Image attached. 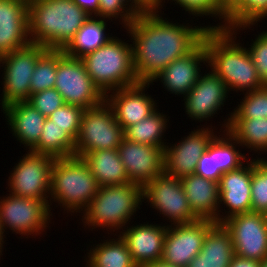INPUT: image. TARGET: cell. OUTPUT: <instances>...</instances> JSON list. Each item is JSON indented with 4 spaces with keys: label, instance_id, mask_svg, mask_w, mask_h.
<instances>
[{
    "label": "cell",
    "instance_id": "1",
    "mask_svg": "<svg viewBox=\"0 0 267 267\" xmlns=\"http://www.w3.org/2000/svg\"><path fill=\"white\" fill-rule=\"evenodd\" d=\"M158 13L162 12L155 7L136 15L125 27L133 41V67L138 82L151 83L171 62L190 53L207 31L205 25L174 23Z\"/></svg>",
    "mask_w": 267,
    "mask_h": 267
},
{
    "label": "cell",
    "instance_id": "2",
    "mask_svg": "<svg viewBox=\"0 0 267 267\" xmlns=\"http://www.w3.org/2000/svg\"><path fill=\"white\" fill-rule=\"evenodd\" d=\"M236 38L230 29L205 32L202 40L208 55V68L224 81L229 92L260 89L263 84L248 49Z\"/></svg>",
    "mask_w": 267,
    "mask_h": 267
},
{
    "label": "cell",
    "instance_id": "3",
    "mask_svg": "<svg viewBox=\"0 0 267 267\" xmlns=\"http://www.w3.org/2000/svg\"><path fill=\"white\" fill-rule=\"evenodd\" d=\"M89 17L73 0H29L30 41L47 49L62 50Z\"/></svg>",
    "mask_w": 267,
    "mask_h": 267
},
{
    "label": "cell",
    "instance_id": "4",
    "mask_svg": "<svg viewBox=\"0 0 267 267\" xmlns=\"http://www.w3.org/2000/svg\"><path fill=\"white\" fill-rule=\"evenodd\" d=\"M142 187L134 183L109 185L98 188L97 194L83 210V225L92 229L99 227L119 233L142 205ZM132 217V218H131ZM129 221V222H128ZM119 229V230H118ZM113 231V232H112Z\"/></svg>",
    "mask_w": 267,
    "mask_h": 267
},
{
    "label": "cell",
    "instance_id": "5",
    "mask_svg": "<svg viewBox=\"0 0 267 267\" xmlns=\"http://www.w3.org/2000/svg\"><path fill=\"white\" fill-rule=\"evenodd\" d=\"M98 188L95 177L82 157L55 159L51 170L49 207L56 202L67 213H81L97 194Z\"/></svg>",
    "mask_w": 267,
    "mask_h": 267
},
{
    "label": "cell",
    "instance_id": "6",
    "mask_svg": "<svg viewBox=\"0 0 267 267\" xmlns=\"http://www.w3.org/2000/svg\"><path fill=\"white\" fill-rule=\"evenodd\" d=\"M81 60L88 75L105 95L139 83L133 67L132 43L125 39L114 36Z\"/></svg>",
    "mask_w": 267,
    "mask_h": 267
},
{
    "label": "cell",
    "instance_id": "7",
    "mask_svg": "<svg viewBox=\"0 0 267 267\" xmlns=\"http://www.w3.org/2000/svg\"><path fill=\"white\" fill-rule=\"evenodd\" d=\"M124 137V129L116 121L113 109L104 101L96 107L84 109L75 140V156L83 158L96 150L118 149Z\"/></svg>",
    "mask_w": 267,
    "mask_h": 267
},
{
    "label": "cell",
    "instance_id": "8",
    "mask_svg": "<svg viewBox=\"0 0 267 267\" xmlns=\"http://www.w3.org/2000/svg\"><path fill=\"white\" fill-rule=\"evenodd\" d=\"M48 49L42 45L30 43L18 50L0 57V67H3V86L0 106L27 101L31 95L30 83L37 60ZM2 64V65H1Z\"/></svg>",
    "mask_w": 267,
    "mask_h": 267
},
{
    "label": "cell",
    "instance_id": "9",
    "mask_svg": "<svg viewBox=\"0 0 267 267\" xmlns=\"http://www.w3.org/2000/svg\"><path fill=\"white\" fill-rule=\"evenodd\" d=\"M54 88L61 94L65 104L84 109L100 105L106 95L88 75L80 58L69 57L57 50V74Z\"/></svg>",
    "mask_w": 267,
    "mask_h": 267
},
{
    "label": "cell",
    "instance_id": "10",
    "mask_svg": "<svg viewBox=\"0 0 267 267\" xmlns=\"http://www.w3.org/2000/svg\"><path fill=\"white\" fill-rule=\"evenodd\" d=\"M52 209L44 201L19 197L9 193L0 197V227L5 236L7 228L24 236H38L49 226ZM51 216V217H50ZM24 235V236H23Z\"/></svg>",
    "mask_w": 267,
    "mask_h": 267
},
{
    "label": "cell",
    "instance_id": "11",
    "mask_svg": "<svg viewBox=\"0 0 267 267\" xmlns=\"http://www.w3.org/2000/svg\"><path fill=\"white\" fill-rule=\"evenodd\" d=\"M142 197L171 225L198 220L189 207L181 180L165 171L142 188Z\"/></svg>",
    "mask_w": 267,
    "mask_h": 267
},
{
    "label": "cell",
    "instance_id": "12",
    "mask_svg": "<svg viewBox=\"0 0 267 267\" xmlns=\"http://www.w3.org/2000/svg\"><path fill=\"white\" fill-rule=\"evenodd\" d=\"M54 160L48 155L28 150L9 173L8 192L19 197L44 201L49 206L51 170Z\"/></svg>",
    "mask_w": 267,
    "mask_h": 267
},
{
    "label": "cell",
    "instance_id": "13",
    "mask_svg": "<svg viewBox=\"0 0 267 267\" xmlns=\"http://www.w3.org/2000/svg\"><path fill=\"white\" fill-rule=\"evenodd\" d=\"M222 224L230 232L235 255L259 262L267 257V223L263 213L237 214Z\"/></svg>",
    "mask_w": 267,
    "mask_h": 267
},
{
    "label": "cell",
    "instance_id": "14",
    "mask_svg": "<svg viewBox=\"0 0 267 267\" xmlns=\"http://www.w3.org/2000/svg\"><path fill=\"white\" fill-rule=\"evenodd\" d=\"M216 222L198 219L192 223L167 225L162 260L175 267H187L197 256L208 230Z\"/></svg>",
    "mask_w": 267,
    "mask_h": 267
},
{
    "label": "cell",
    "instance_id": "15",
    "mask_svg": "<svg viewBox=\"0 0 267 267\" xmlns=\"http://www.w3.org/2000/svg\"><path fill=\"white\" fill-rule=\"evenodd\" d=\"M212 127V124L206 128L197 126L198 129L188 133L187 137L183 136L178 143L167 144L164 148V171L178 179L194 174L200 157L216 135Z\"/></svg>",
    "mask_w": 267,
    "mask_h": 267
},
{
    "label": "cell",
    "instance_id": "16",
    "mask_svg": "<svg viewBox=\"0 0 267 267\" xmlns=\"http://www.w3.org/2000/svg\"><path fill=\"white\" fill-rule=\"evenodd\" d=\"M222 132L223 134L218 135L219 137L216 134L210 141L194 174L220 182L224 173L236 170L248 161L246 155L237 149L241 144L227 130Z\"/></svg>",
    "mask_w": 267,
    "mask_h": 267
},
{
    "label": "cell",
    "instance_id": "17",
    "mask_svg": "<svg viewBox=\"0 0 267 267\" xmlns=\"http://www.w3.org/2000/svg\"><path fill=\"white\" fill-rule=\"evenodd\" d=\"M117 150L130 183L143 188L164 171V150L158 146L136 143L124 137Z\"/></svg>",
    "mask_w": 267,
    "mask_h": 267
},
{
    "label": "cell",
    "instance_id": "18",
    "mask_svg": "<svg viewBox=\"0 0 267 267\" xmlns=\"http://www.w3.org/2000/svg\"><path fill=\"white\" fill-rule=\"evenodd\" d=\"M229 91L224 81L211 69L200 78L183 98L185 113L192 120L208 121L224 107ZM212 116V117H211Z\"/></svg>",
    "mask_w": 267,
    "mask_h": 267
},
{
    "label": "cell",
    "instance_id": "19",
    "mask_svg": "<svg viewBox=\"0 0 267 267\" xmlns=\"http://www.w3.org/2000/svg\"><path fill=\"white\" fill-rule=\"evenodd\" d=\"M150 84L139 82L106 94L105 101L113 109L116 121L124 131L129 126L149 117L158 109L156 100L145 93Z\"/></svg>",
    "mask_w": 267,
    "mask_h": 267
},
{
    "label": "cell",
    "instance_id": "20",
    "mask_svg": "<svg viewBox=\"0 0 267 267\" xmlns=\"http://www.w3.org/2000/svg\"><path fill=\"white\" fill-rule=\"evenodd\" d=\"M251 180L252 159L245 162L240 168L226 172L221 176L219 182V204L222 205L218 207V223H222L234 215L252 211ZM223 205L229 211H226L225 208L224 210L221 209ZM223 211L225 212L223 213ZM220 212L224 215L220 214Z\"/></svg>",
    "mask_w": 267,
    "mask_h": 267
},
{
    "label": "cell",
    "instance_id": "21",
    "mask_svg": "<svg viewBox=\"0 0 267 267\" xmlns=\"http://www.w3.org/2000/svg\"><path fill=\"white\" fill-rule=\"evenodd\" d=\"M206 62V63H205ZM208 67V55L203 40L187 55L171 62L164 70L157 75L153 82L161 81L164 89L173 95H183L185 97L194 87L200 78L201 64Z\"/></svg>",
    "mask_w": 267,
    "mask_h": 267
},
{
    "label": "cell",
    "instance_id": "22",
    "mask_svg": "<svg viewBox=\"0 0 267 267\" xmlns=\"http://www.w3.org/2000/svg\"><path fill=\"white\" fill-rule=\"evenodd\" d=\"M139 224L127 225L119 235L126 242L132 261L137 267H143L162 259L168 224Z\"/></svg>",
    "mask_w": 267,
    "mask_h": 267
},
{
    "label": "cell",
    "instance_id": "23",
    "mask_svg": "<svg viewBox=\"0 0 267 267\" xmlns=\"http://www.w3.org/2000/svg\"><path fill=\"white\" fill-rule=\"evenodd\" d=\"M29 0H0V57L31 43L28 35Z\"/></svg>",
    "mask_w": 267,
    "mask_h": 267
},
{
    "label": "cell",
    "instance_id": "24",
    "mask_svg": "<svg viewBox=\"0 0 267 267\" xmlns=\"http://www.w3.org/2000/svg\"><path fill=\"white\" fill-rule=\"evenodd\" d=\"M1 111L12 135L27 150H31L39 141L46 117L27 101L9 104Z\"/></svg>",
    "mask_w": 267,
    "mask_h": 267
},
{
    "label": "cell",
    "instance_id": "25",
    "mask_svg": "<svg viewBox=\"0 0 267 267\" xmlns=\"http://www.w3.org/2000/svg\"><path fill=\"white\" fill-rule=\"evenodd\" d=\"M193 214L218 223L219 182L191 174L180 179Z\"/></svg>",
    "mask_w": 267,
    "mask_h": 267
},
{
    "label": "cell",
    "instance_id": "26",
    "mask_svg": "<svg viewBox=\"0 0 267 267\" xmlns=\"http://www.w3.org/2000/svg\"><path fill=\"white\" fill-rule=\"evenodd\" d=\"M234 255L230 232L222 223H215L208 230L200 253L187 267H228Z\"/></svg>",
    "mask_w": 267,
    "mask_h": 267
},
{
    "label": "cell",
    "instance_id": "27",
    "mask_svg": "<svg viewBox=\"0 0 267 267\" xmlns=\"http://www.w3.org/2000/svg\"><path fill=\"white\" fill-rule=\"evenodd\" d=\"M83 159L88 164L99 187L130 183L117 149L89 152Z\"/></svg>",
    "mask_w": 267,
    "mask_h": 267
},
{
    "label": "cell",
    "instance_id": "28",
    "mask_svg": "<svg viewBox=\"0 0 267 267\" xmlns=\"http://www.w3.org/2000/svg\"><path fill=\"white\" fill-rule=\"evenodd\" d=\"M105 21V18L90 16L62 49L63 53L81 59L107 43L114 36L106 34L107 21Z\"/></svg>",
    "mask_w": 267,
    "mask_h": 267
},
{
    "label": "cell",
    "instance_id": "29",
    "mask_svg": "<svg viewBox=\"0 0 267 267\" xmlns=\"http://www.w3.org/2000/svg\"><path fill=\"white\" fill-rule=\"evenodd\" d=\"M118 236L98 243L85 256L88 267H137L132 261L126 242Z\"/></svg>",
    "mask_w": 267,
    "mask_h": 267
},
{
    "label": "cell",
    "instance_id": "30",
    "mask_svg": "<svg viewBox=\"0 0 267 267\" xmlns=\"http://www.w3.org/2000/svg\"><path fill=\"white\" fill-rule=\"evenodd\" d=\"M227 131L241 147H247L258 155L267 154V118H230Z\"/></svg>",
    "mask_w": 267,
    "mask_h": 267
},
{
    "label": "cell",
    "instance_id": "31",
    "mask_svg": "<svg viewBox=\"0 0 267 267\" xmlns=\"http://www.w3.org/2000/svg\"><path fill=\"white\" fill-rule=\"evenodd\" d=\"M30 151L54 159L75 156V140L64 128L46 118L39 141Z\"/></svg>",
    "mask_w": 267,
    "mask_h": 267
},
{
    "label": "cell",
    "instance_id": "32",
    "mask_svg": "<svg viewBox=\"0 0 267 267\" xmlns=\"http://www.w3.org/2000/svg\"><path fill=\"white\" fill-rule=\"evenodd\" d=\"M169 120L167 115L157 109L149 117L129 126L124 131L125 138L136 143L158 146L164 150L166 145L169 144L164 142L166 140L163 139L165 137L163 135L168 129L167 122Z\"/></svg>",
    "mask_w": 267,
    "mask_h": 267
},
{
    "label": "cell",
    "instance_id": "33",
    "mask_svg": "<svg viewBox=\"0 0 267 267\" xmlns=\"http://www.w3.org/2000/svg\"><path fill=\"white\" fill-rule=\"evenodd\" d=\"M267 17V0H245L228 18L227 29L235 35L238 30L243 31L258 25Z\"/></svg>",
    "mask_w": 267,
    "mask_h": 267
},
{
    "label": "cell",
    "instance_id": "34",
    "mask_svg": "<svg viewBox=\"0 0 267 267\" xmlns=\"http://www.w3.org/2000/svg\"><path fill=\"white\" fill-rule=\"evenodd\" d=\"M243 94L245 95L240 104L224 120L222 131L227 130L230 118H267V86Z\"/></svg>",
    "mask_w": 267,
    "mask_h": 267
},
{
    "label": "cell",
    "instance_id": "35",
    "mask_svg": "<svg viewBox=\"0 0 267 267\" xmlns=\"http://www.w3.org/2000/svg\"><path fill=\"white\" fill-rule=\"evenodd\" d=\"M57 74V50L48 49L35 65L33 76L31 77V94L54 88Z\"/></svg>",
    "mask_w": 267,
    "mask_h": 267
},
{
    "label": "cell",
    "instance_id": "36",
    "mask_svg": "<svg viewBox=\"0 0 267 267\" xmlns=\"http://www.w3.org/2000/svg\"><path fill=\"white\" fill-rule=\"evenodd\" d=\"M169 1V0H168ZM171 1V0H170ZM175 4L182 7V11L188 12L190 15L195 17L211 16L215 17V19L222 20V22L217 25H207V30H225L227 29V18L221 13L220 10V0H172ZM163 0L156 8L159 11H162L163 8ZM222 23V24H221Z\"/></svg>",
    "mask_w": 267,
    "mask_h": 267
},
{
    "label": "cell",
    "instance_id": "37",
    "mask_svg": "<svg viewBox=\"0 0 267 267\" xmlns=\"http://www.w3.org/2000/svg\"><path fill=\"white\" fill-rule=\"evenodd\" d=\"M251 204L253 212L267 210V160L263 156L252 158Z\"/></svg>",
    "mask_w": 267,
    "mask_h": 267
},
{
    "label": "cell",
    "instance_id": "38",
    "mask_svg": "<svg viewBox=\"0 0 267 267\" xmlns=\"http://www.w3.org/2000/svg\"><path fill=\"white\" fill-rule=\"evenodd\" d=\"M83 113V107L64 103L47 118L58 127L64 128V130L76 140L79 134Z\"/></svg>",
    "mask_w": 267,
    "mask_h": 267
},
{
    "label": "cell",
    "instance_id": "39",
    "mask_svg": "<svg viewBox=\"0 0 267 267\" xmlns=\"http://www.w3.org/2000/svg\"><path fill=\"white\" fill-rule=\"evenodd\" d=\"M135 16L122 0H99L98 13L95 15V17L105 18L107 21L118 19L124 28L134 20Z\"/></svg>",
    "mask_w": 267,
    "mask_h": 267
},
{
    "label": "cell",
    "instance_id": "40",
    "mask_svg": "<svg viewBox=\"0 0 267 267\" xmlns=\"http://www.w3.org/2000/svg\"><path fill=\"white\" fill-rule=\"evenodd\" d=\"M255 36L253 43H250L247 49L261 83L267 86V32L263 30Z\"/></svg>",
    "mask_w": 267,
    "mask_h": 267
},
{
    "label": "cell",
    "instance_id": "41",
    "mask_svg": "<svg viewBox=\"0 0 267 267\" xmlns=\"http://www.w3.org/2000/svg\"><path fill=\"white\" fill-rule=\"evenodd\" d=\"M27 102L46 118L64 104L61 94L55 88L31 94Z\"/></svg>",
    "mask_w": 267,
    "mask_h": 267
},
{
    "label": "cell",
    "instance_id": "42",
    "mask_svg": "<svg viewBox=\"0 0 267 267\" xmlns=\"http://www.w3.org/2000/svg\"><path fill=\"white\" fill-rule=\"evenodd\" d=\"M124 4L135 14H144L154 7L147 0H122Z\"/></svg>",
    "mask_w": 267,
    "mask_h": 267
},
{
    "label": "cell",
    "instance_id": "43",
    "mask_svg": "<svg viewBox=\"0 0 267 267\" xmlns=\"http://www.w3.org/2000/svg\"><path fill=\"white\" fill-rule=\"evenodd\" d=\"M245 0H220L221 13L228 18Z\"/></svg>",
    "mask_w": 267,
    "mask_h": 267
},
{
    "label": "cell",
    "instance_id": "44",
    "mask_svg": "<svg viewBox=\"0 0 267 267\" xmlns=\"http://www.w3.org/2000/svg\"><path fill=\"white\" fill-rule=\"evenodd\" d=\"M80 8L87 12L90 16L98 13L99 0H73Z\"/></svg>",
    "mask_w": 267,
    "mask_h": 267
},
{
    "label": "cell",
    "instance_id": "45",
    "mask_svg": "<svg viewBox=\"0 0 267 267\" xmlns=\"http://www.w3.org/2000/svg\"><path fill=\"white\" fill-rule=\"evenodd\" d=\"M228 267H260V262L234 255Z\"/></svg>",
    "mask_w": 267,
    "mask_h": 267
},
{
    "label": "cell",
    "instance_id": "46",
    "mask_svg": "<svg viewBox=\"0 0 267 267\" xmlns=\"http://www.w3.org/2000/svg\"><path fill=\"white\" fill-rule=\"evenodd\" d=\"M143 267H175V266H173V265H171L169 263H166L161 259V260L152 262L150 264H147V265H145Z\"/></svg>",
    "mask_w": 267,
    "mask_h": 267
},
{
    "label": "cell",
    "instance_id": "47",
    "mask_svg": "<svg viewBox=\"0 0 267 267\" xmlns=\"http://www.w3.org/2000/svg\"><path fill=\"white\" fill-rule=\"evenodd\" d=\"M154 8L157 7L163 0H147Z\"/></svg>",
    "mask_w": 267,
    "mask_h": 267
},
{
    "label": "cell",
    "instance_id": "48",
    "mask_svg": "<svg viewBox=\"0 0 267 267\" xmlns=\"http://www.w3.org/2000/svg\"><path fill=\"white\" fill-rule=\"evenodd\" d=\"M4 238H6V237H4L3 235H2V232H1V227H0V247H3L4 245L3 244H5V239Z\"/></svg>",
    "mask_w": 267,
    "mask_h": 267
},
{
    "label": "cell",
    "instance_id": "49",
    "mask_svg": "<svg viewBox=\"0 0 267 267\" xmlns=\"http://www.w3.org/2000/svg\"><path fill=\"white\" fill-rule=\"evenodd\" d=\"M260 267H267V257L260 261Z\"/></svg>",
    "mask_w": 267,
    "mask_h": 267
},
{
    "label": "cell",
    "instance_id": "50",
    "mask_svg": "<svg viewBox=\"0 0 267 267\" xmlns=\"http://www.w3.org/2000/svg\"><path fill=\"white\" fill-rule=\"evenodd\" d=\"M266 219V223H267V210L263 213Z\"/></svg>",
    "mask_w": 267,
    "mask_h": 267
},
{
    "label": "cell",
    "instance_id": "51",
    "mask_svg": "<svg viewBox=\"0 0 267 267\" xmlns=\"http://www.w3.org/2000/svg\"><path fill=\"white\" fill-rule=\"evenodd\" d=\"M3 248H4V247H0V256L3 255V254H2ZM0 258H1V257H0ZM0 260H1V259H0Z\"/></svg>",
    "mask_w": 267,
    "mask_h": 267
}]
</instances>
